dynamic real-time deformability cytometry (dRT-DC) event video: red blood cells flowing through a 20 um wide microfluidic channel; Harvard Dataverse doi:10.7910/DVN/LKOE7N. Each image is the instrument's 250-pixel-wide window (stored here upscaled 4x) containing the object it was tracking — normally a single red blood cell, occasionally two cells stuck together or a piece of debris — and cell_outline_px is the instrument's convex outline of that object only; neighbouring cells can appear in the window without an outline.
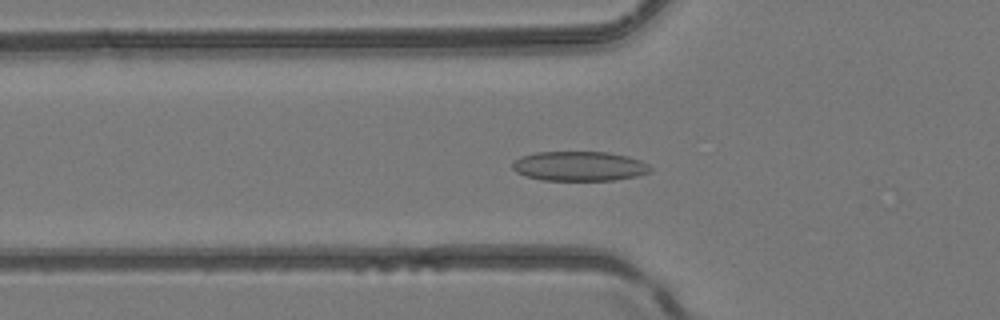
{"species": "common noctule bat (a hibernating species)", "species_latin": "Nyctalus noctula", "temperature_condition": "room temperature", "stored_images_in_passage": 26, "camera_frame_rate_fps": 3000, "um_per_image_px": 0.085, "animal": {"sex": "female", "body_mass_g": 24.6, "forearm_length_mm": 56.2}, "frame": {"image": 1, "passage_image": 15, "time_ms": 4.667, "image_size_px": [1000, 320], "cell_outline_px": [[652, 172], [636, 176], [612, 180], [540, 180], [524, 176], [516, 172], [512, 168], [512, 164], [520, 156], [536, 152], [608, 152], [628, 156], [640, 160], [648, 164], [652, 168]], "centroid_in_image_um": [49.24, 14.12], "position_along_channel_um": 76.6, "area_um2": 23.93}}
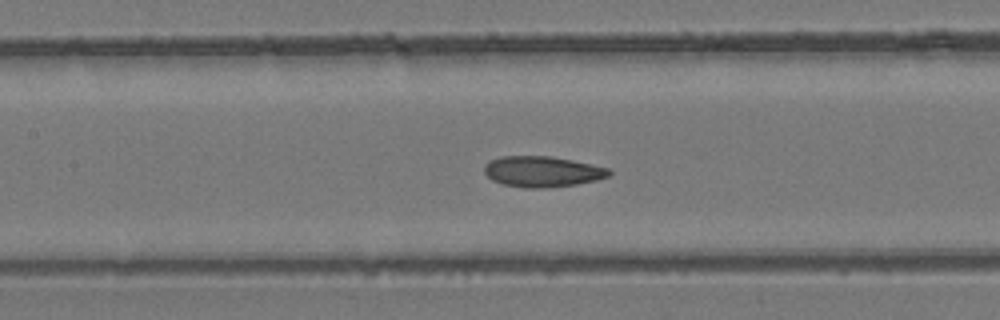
{"frame": {"image": 2, "passage_image": 21, "time_ms": 6.667, "image_size_px": [1000, 320], "cell_outline_px": [[612, 172], [608, 176], [596, 180], [576, 184], [544, 188], [524, 188], [504, 184], [492, 180], [484, 172], [484, 168], [492, 160], [500, 156], [548, 156], [572, 160], [608, 168]], "centroid_in_image_um": [46.1, 14.59], "position_along_channel_um": 161.3, "area_um2": 22.08}}
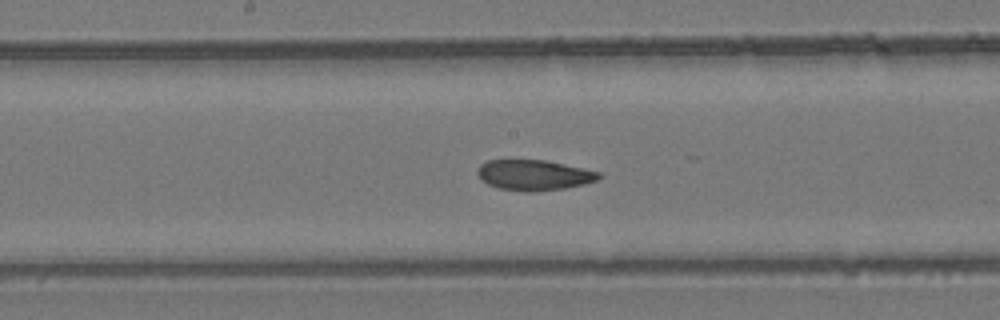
{"frame": {"image": 3, "passage_image": 24, "time_ms": 7.667, "image_size_px": [1000, 320], "cell_outline_px": [[600, 176], [596, 180], [584, 184], [564, 188], [532, 192], [528, 192], [500, 188], [488, 184], [476, 172], [480, 164], [488, 160], [544, 160], [584, 168], [600, 172]], "centroid_in_image_um": [45.39, 14.87], "position_along_channel_um": 202.8, "area_um2": 21.27}}